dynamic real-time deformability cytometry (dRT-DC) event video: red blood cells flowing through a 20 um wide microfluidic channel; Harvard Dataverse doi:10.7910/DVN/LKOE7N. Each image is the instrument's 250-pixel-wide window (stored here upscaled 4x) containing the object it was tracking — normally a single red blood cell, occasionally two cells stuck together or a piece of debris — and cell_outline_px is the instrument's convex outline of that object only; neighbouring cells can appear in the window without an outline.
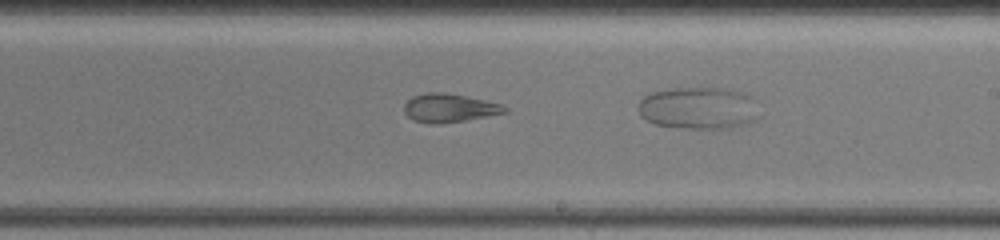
{"species": "common noctule bat (a hibernating species)", "species_latin": "Nyctalus noctula", "temperature_condition": "warm", "stored_images_in_passage": 29, "camera_frame_rate_fps": 3000, "um_per_image_px": 0.085, "animal": {"sex": "female", "body_mass_g": 19.5, "forearm_length_mm": 54.1}, "frame": {"image": 1, "passage_image": 21, "time_ms": 6.667, "image_size_px": [1000, 240], "cell_outline_px": [[508, 112], [464, 120], [440, 124], [428, 124], [412, 120], [404, 112], [404, 104], [412, 96], [428, 92], [444, 92], [484, 100], [500, 104], [508, 108]], "centroid_in_image_um": [38.14, 9.18], "position_along_channel_um": 250.9, "area_um2": 16.65}}